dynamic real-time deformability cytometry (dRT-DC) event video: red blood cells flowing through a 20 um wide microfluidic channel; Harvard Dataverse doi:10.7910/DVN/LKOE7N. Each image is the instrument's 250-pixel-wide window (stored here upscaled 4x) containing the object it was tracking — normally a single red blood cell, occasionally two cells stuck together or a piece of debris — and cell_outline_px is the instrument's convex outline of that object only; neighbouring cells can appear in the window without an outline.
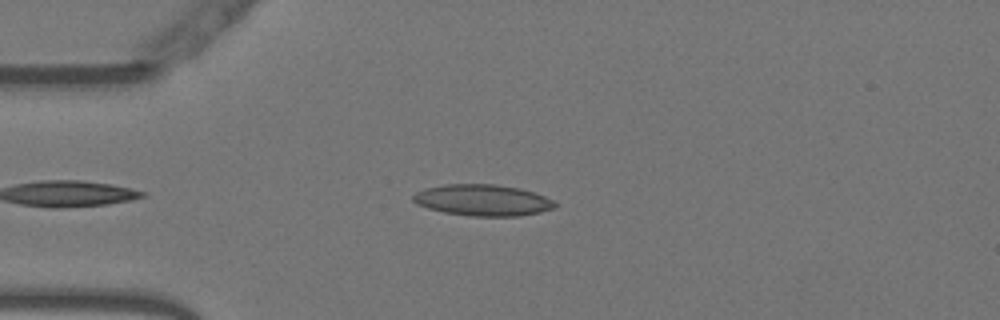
{"species": "Egyptian fruit bat (a non-hibernating species)", "species_latin": "Rousettus aegyptiacus", "temperature_condition": "warm", "stored_images_in_passage": 41, "camera_frame_rate_fps": 3000, "um_per_image_px": 0.085, "animal": {"sex": "female"}, "frame": {"image": 1, "passage_image": 6, "time_ms": 1.667, "image_size_px": [1000, 320], "cell_outline_px": [[560, 204], [556, 208], [540, 212], [520, 216], [472, 216], [444, 212], [428, 208], [416, 204], [412, 200], [412, 196], [416, 192], [424, 188], [444, 184], [496, 184], [520, 188], [536, 192]], "centroid_in_image_um": [41.06, 17.01], "position_along_channel_um": 43.9, "area_um2": 26.18}}
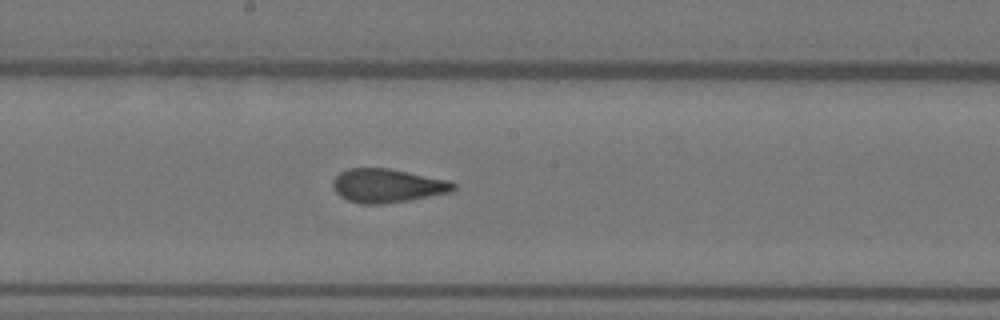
{"frame": {"image": 2, "passage_image": 21, "time_ms": 6.667, "image_size_px": [1000, 320], "cell_outline_px": [[456, 188], [452, 192], [408, 200], [384, 204], [360, 204], [348, 200], [340, 196], [336, 192], [332, 184], [332, 180], [340, 172], [348, 168], [388, 168], [448, 180], [456, 184]], "centroid_in_image_um": [32.91, 15.78], "position_along_channel_um": 215.3, "area_um2": 23.7}}
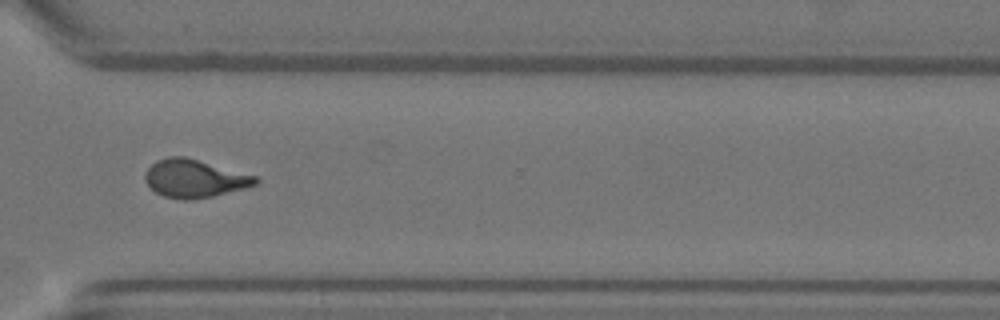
{"frame": {"image": 3, "passage_image": 32, "time_ms": 10.333, "image_size_px": [1000, 320], "cell_outline_px": [[260, 180], [256, 184], [248, 188], [212, 196], [192, 200], [184, 200], [164, 196], [156, 192], [144, 180], [144, 172], [156, 160], [168, 156], [184, 156], [256, 176]], "centroid_in_image_um": [16.52, 15.17], "position_along_channel_um": 354.1, "area_um2": 24.45}, "authors_computed_cell_mechanics": {"area_um2": 24.0448, "velocity_mm_per_s": 3.8125, "shape_relaxation_time_tau1_ms": 8.1663, "shape_relaxation_time_tau2_ms": 1.25, "deformation_change_tau1": 0.2392, "deformation_change_tau2": 0.0903}}